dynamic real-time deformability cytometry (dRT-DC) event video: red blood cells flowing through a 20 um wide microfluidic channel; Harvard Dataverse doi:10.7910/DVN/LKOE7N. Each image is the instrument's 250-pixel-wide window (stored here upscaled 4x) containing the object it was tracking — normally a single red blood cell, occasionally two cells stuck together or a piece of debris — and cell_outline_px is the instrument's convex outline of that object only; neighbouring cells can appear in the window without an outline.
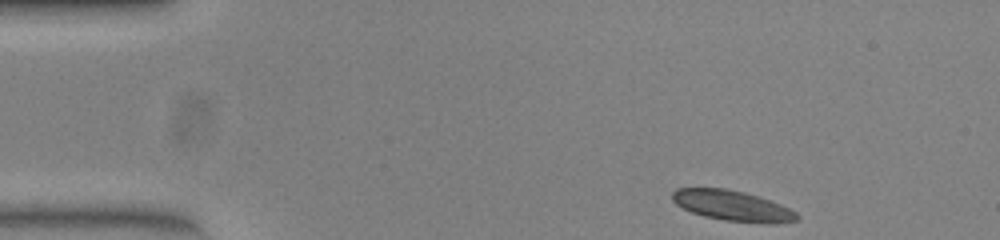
{"species": "common noctule bat (a hibernating species)", "species_latin": "Nyctalus noctula", "temperature_condition": "warm", "stored_images_in_passage": 46, "camera_frame_rate_fps": 3000, "um_per_image_px": 0.085, "animal": {"sex": "female", "body_mass_g": 23.0, "forearm_length_mm": 53.4}, "frame": {"image": 1, "passage_image": 1, "time_ms": 0.0, "image_size_px": [1000, 240], "cell_outline_px": [[800, 220], [772, 224], [768, 224], [724, 220], [704, 216], [692, 212], [676, 204], [672, 200], [672, 192], [676, 188], [724, 188], [744, 192], [780, 204], [796, 212], [800, 216]], "centroid_in_image_um": [62.27, 17.49], "position_along_channel_um": 22.7, "area_um2": 22.02}}
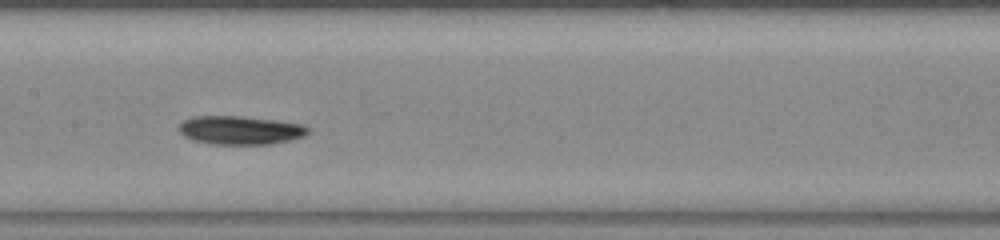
{"frame": {"image": 2, "passage_image": 20, "time_ms": 6.333, "image_size_px": [1000, 240], "cell_outline_px": [[308, 132], [304, 136], [288, 140], [268, 144], [212, 144], [192, 140], [184, 136], [180, 132], [180, 124], [184, 120], [192, 116], [240, 116], [276, 120], [304, 124], [308, 128]], "centroid_in_image_um": [20.41, 11.06], "position_along_channel_um": 187.0, "area_um2": 21.39}}
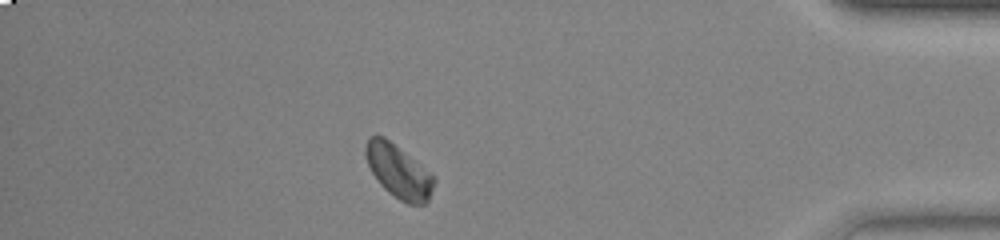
{"frame": {"image": 3, "passage_image": 40, "time_ms": 13.0, "image_size_px": [1000, 240], "cell_outline_px": [[436, 180], [428, 200], [424, 204], [408, 204], [400, 200], [388, 192], [380, 184], [372, 172], [368, 164], [364, 152], [364, 148], [368, 140], [372, 136], [384, 136], [436, 176]], "centroid_in_image_um": [33.9, 14.57], "position_along_channel_um": 401.3, "area_um2": 21.1}, "authors_computed_cell_mechanics": {"area_um2": 21.2126, "velocity_mm_per_s": 3.8594, "shape_relaxation_time_tau1_ms": 1.8266, "shape_relaxation_time_tau2_ms": null, "deformation_change_tau1": 0.0761, "deformation_change_tau2": null}}